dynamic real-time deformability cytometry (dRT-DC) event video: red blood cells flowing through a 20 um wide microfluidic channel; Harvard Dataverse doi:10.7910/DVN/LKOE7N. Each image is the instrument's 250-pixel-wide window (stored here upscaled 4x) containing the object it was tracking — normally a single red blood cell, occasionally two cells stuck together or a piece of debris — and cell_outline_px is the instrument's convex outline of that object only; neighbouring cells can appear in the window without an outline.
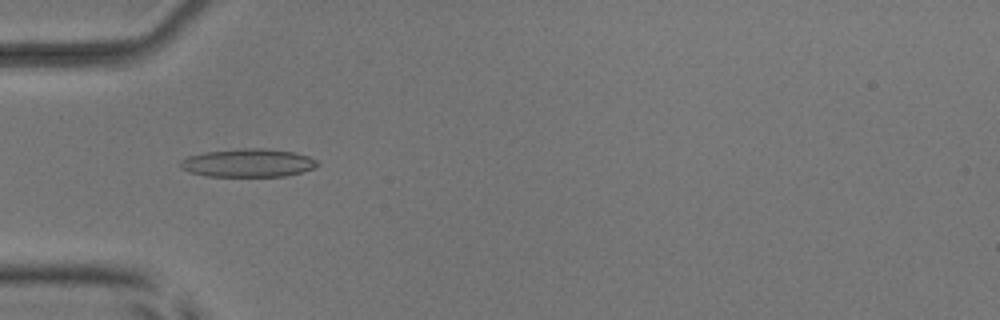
{"species": "common noctule bat (a hibernating species)", "species_latin": "Nyctalus noctula", "temperature_condition": "room temperature", "stored_images_in_passage": 48, "camera_frame_rate_fps": 3000, "um_per_image_px": 0.085, "animal": {"sex": "male", "body_mass_g": 17.9, "forearm_length_mm": 54.2}, "frame": {"image": 1, "passage_image": 13, "time_ms": 4.0, "image_size_px": [1000, 320], "cell_outline_px": [[320, 164], [312, 168], [300, 172], [284, 176], [208, 176], [188, 172], [180, 168], [180, 160], [188, 156], [204, 152], [240, 148], [264, 148], [296, 152], [308, 156], [316, 160]], "centroid_in_image_um": [21.05, 13.84], "position_along_channel_um": 63.9, "area_um2": 22.6}}
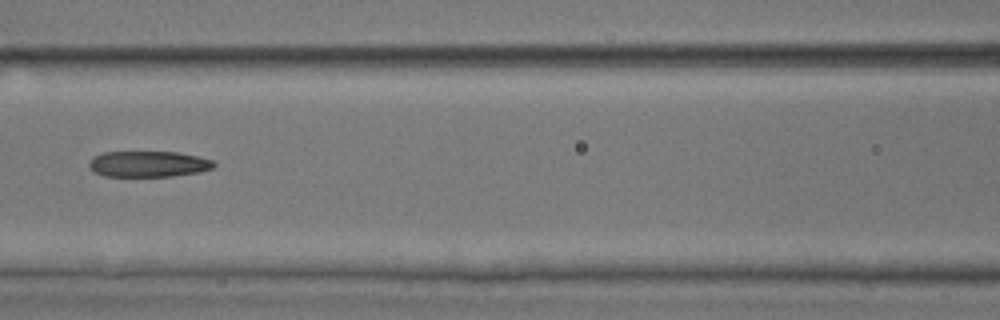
{"frame": {"image": 2, "passage_image": 20, "time_ms": 6.333, "image_size_px": [1000, 320], "cell_outline_px": [[216, 164], [212, 168], [200, 172], [172, 176], [104, 176], [96, 172], [88, 164], [92, 156], [104, 152], [176, 152], [196, 156], [212, 160]], "centroid_in_image_um": [12.61, 13.94], "position_along_channel_um": 154.0, "area_um2": 18.73}}
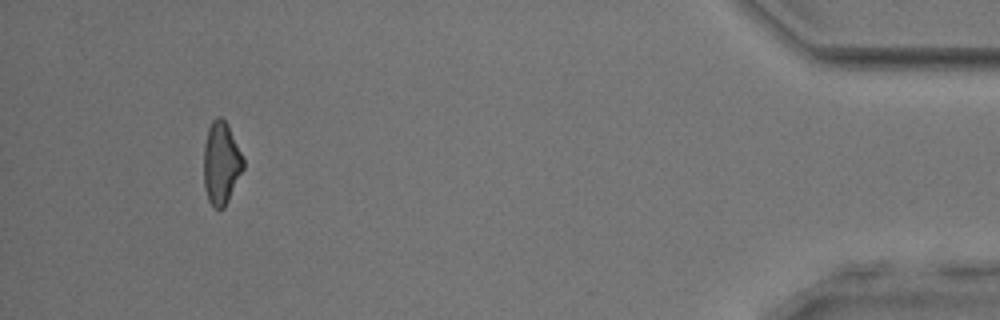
{"frame": {"image": 3, "passage_image": 45, "time_ms": 14.667, "image_size_px": [1000, 320], "cell_outline_px": [[244, 168], [224, 208], [212, 208], [208, 200], [204, 188], [204, 144], [208, 128], [212, 120], [216, 116], [220, 116], [228, 124], [244, 160]], "centroid_in_image_um": [18.79, 13.86], "position_along_channel_um": 416.4, "area_um2": 19.07}, "authors_computed_cell_mechanics": {"area_um2": 19.941, "velocity_mm_per_s": 3.9472, "shape_relaxation_time_tau1_ms": null, "shape_relaxation_time_tau2_ms": 4.3469, "deformation_change_tau1": null, "deformation_change_tau2": 0.1512}}